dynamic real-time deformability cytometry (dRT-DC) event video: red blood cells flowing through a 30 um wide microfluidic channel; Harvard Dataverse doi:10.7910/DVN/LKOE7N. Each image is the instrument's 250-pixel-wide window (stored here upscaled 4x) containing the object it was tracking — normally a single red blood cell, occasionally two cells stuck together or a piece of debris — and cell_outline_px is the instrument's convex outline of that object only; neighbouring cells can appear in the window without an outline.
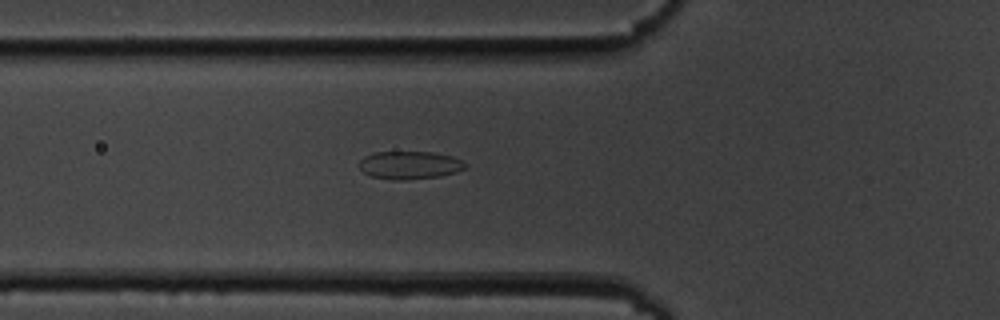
{"species": "common noctule bat (a hibernating species)", "species_latin": "Nyctalus noctula", "temperature_condition": "cold", "stored_images_in_passage": 35, "camera_frame_rate_fps": 3000, "um_per_image_px": 0.085, "animal": {"sex": "male", "body_mass_g": 19.5, "forearm_length_mm": 54.6}, "frame": {"image": 1, "passage_image": 2, "time_ms": 0.333, "image_size_px": [1000, 320], "cell_outline_px": [[468, 168], [456, 172], [440, 176], [408, 180], [392, 180], [372, 176], [364, 172], [360, 168], [360, 160], [364, 156], [372, 152], [432, 152], [452, 156], [460, 160]], "centroid_in_image_um": [34.82, 14.04], "position_along_channel_um": 91.0, "area_um2": 17.28}}
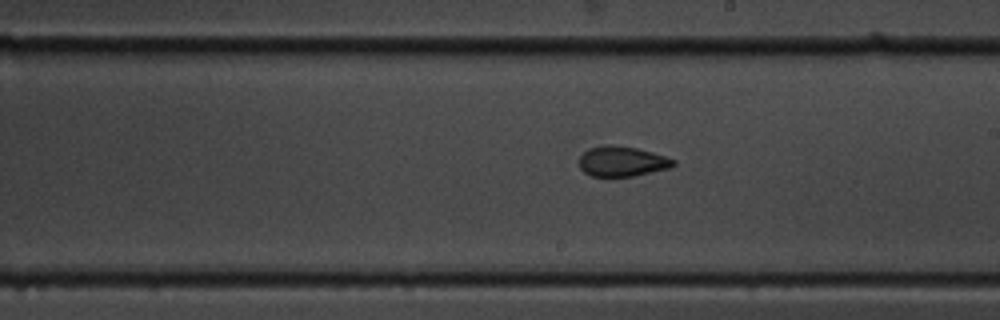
{"frame": {"image": 2, "passage_image": 14, "time_ms": 4.333, "image_size_px": [1000, 320], "cell_outline_px": [[676, 164], [672, 168], [632, 176], [592, 176], [584, 172], [580, 168], [580, 156], [588, 148], [608, 144], [612, 144], [636, 148], [652, 152], [676, 160]], "centroid_in_image_um": [52.89, 13.71], "position_along_channel_um": 236.1, "area_um2": 16.59}}
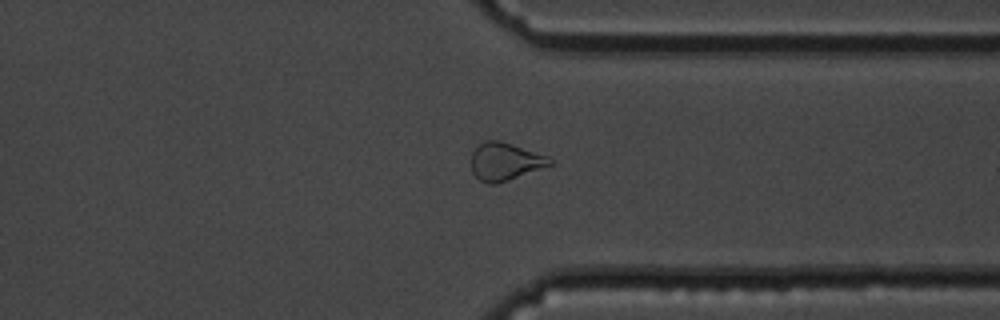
{"frame": {"image": 3, "passage_image": 25, "time_ms": 8.0, "image_size_px": [1000, 320], "cell_outline_px": [[552, 164], [508, 180], [496, 184], [488, 184], [480, 180], [472, 172], [472, 152], [484, 140], [500, 140], [548, 156], [552, 160]], "centroid_in_image_um": [42.91, 13.72], "position_along_channel_um": 368.5, "area_um2": 17.05}}